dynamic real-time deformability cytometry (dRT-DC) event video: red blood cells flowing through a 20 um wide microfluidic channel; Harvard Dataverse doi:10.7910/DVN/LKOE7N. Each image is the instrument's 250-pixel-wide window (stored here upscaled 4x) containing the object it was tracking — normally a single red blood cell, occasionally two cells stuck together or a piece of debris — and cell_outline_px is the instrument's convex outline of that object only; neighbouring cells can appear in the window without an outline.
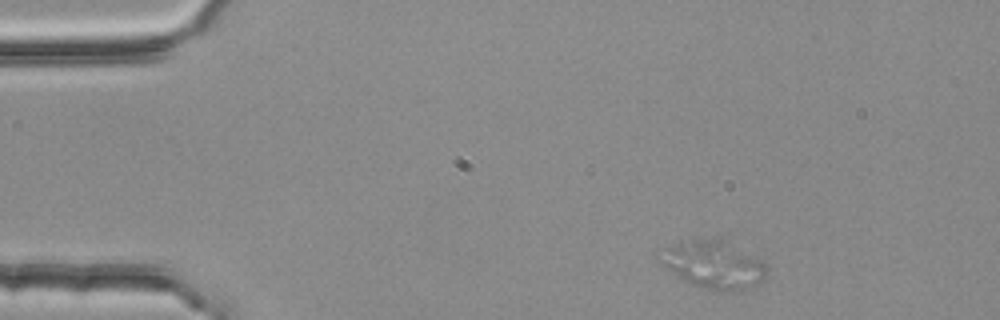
{"species": "common noctule bat (a hibernating species)", "species_latin": "Nyctalus noctula", "temperature_condition": "room temperature", "stored_images_in_passage": 3, "camera_frame_rate_fps": 3000, "um_per_image_px": 0.085, "animal": {"sex": "female", "body_mass_g": 25.1}, "frame": {"image": 1, "passage_image": 1, "time_ms": 0.0, "image_size_px": [1000, 320], "cell_outline_px": [[768, 268], [764, 280], [740, 292], [720, 292], [700, 288], [676, 276], [660, 260], [664, 248], [676, 244], [692, 240], [716, 236], [764, 260]], "centroid_in_image_um": [60.74, 22.51], "position_along_channel_um": 24.3, "area_um2": 29.94}}